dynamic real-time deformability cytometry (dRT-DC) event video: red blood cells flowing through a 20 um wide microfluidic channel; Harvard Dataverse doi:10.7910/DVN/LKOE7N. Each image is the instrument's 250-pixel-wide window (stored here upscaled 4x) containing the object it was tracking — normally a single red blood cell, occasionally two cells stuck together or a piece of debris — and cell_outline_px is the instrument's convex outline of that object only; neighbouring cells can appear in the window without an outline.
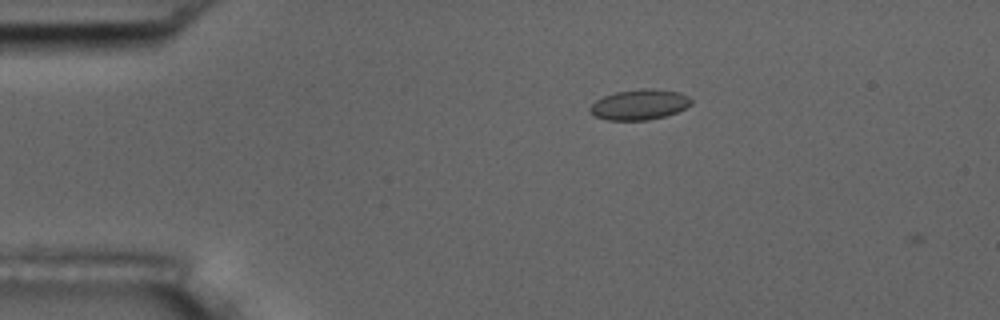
{"species": "common noctule bat (a hibernating species)", "species_latin": "Nyctalus noctula", "temperature_condition": "room temperature", "stored_images_in_passage": 3, "camera_frame_rate_fps": 3000, "um_per_image_px": 0.085, "animal": {"sex": "male", "body_mass_g": 17.5, "forearm_length_mm": 52.3}, "frame": {"image": 1, "passage_image": 2, "time_ms": 1.333, "image_size_px": [1000, 320], "cell_outline_px": [[692, 104], [676, 112], [664, 116], [648, 120], [608, 120], [596, 116], [588, 112], [588, 108], [596, 100], [604, 96], [616, 92], [644, 88], [652, 88], [680, 92], [688, 96], [692, 100]], "centroid_in_image_um": [54.35, 8.88], "position_along_channel_um": 30.7, "area_um2": 17.92}}